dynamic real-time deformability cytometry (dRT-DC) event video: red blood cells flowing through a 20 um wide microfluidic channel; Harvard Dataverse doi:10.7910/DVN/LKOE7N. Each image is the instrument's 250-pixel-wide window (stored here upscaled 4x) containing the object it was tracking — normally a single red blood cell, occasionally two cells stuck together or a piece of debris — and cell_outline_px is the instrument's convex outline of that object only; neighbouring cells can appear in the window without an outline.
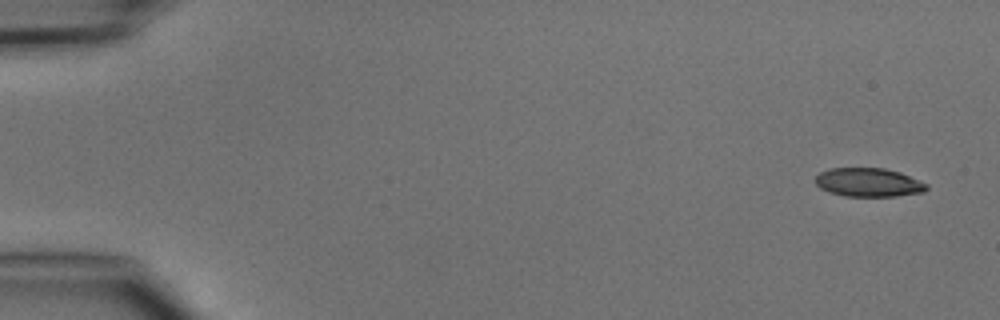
{"species": "common noctule bat (a hibernating species)", "species_latin": "Nyctalus noctula", "temperature_condition": "cold", "stored_images_in_passage": 6, "camera_frame_rate_fps": 3000, "um_per_image_px": 0.085, "animal": {"sex": "male", "body_mass_g": 15.6}, "frame": {"image": 1, "passage_image": 1, "time_ms": 0.0, "image_size_px": [1000, 320], "cell_outline_px": [[928, 188], [924, 192], [896, 196], [844, 196], [828, 192], [820, 188], [816, 184], [816, 176], [820, 172], [828, 168], [884, 168], [900, 172], [928, 184]], "centroid_in_image_um": [73.82, 15.5], "position_along_channel_um": 11.2, "area_um2": 18.67}}
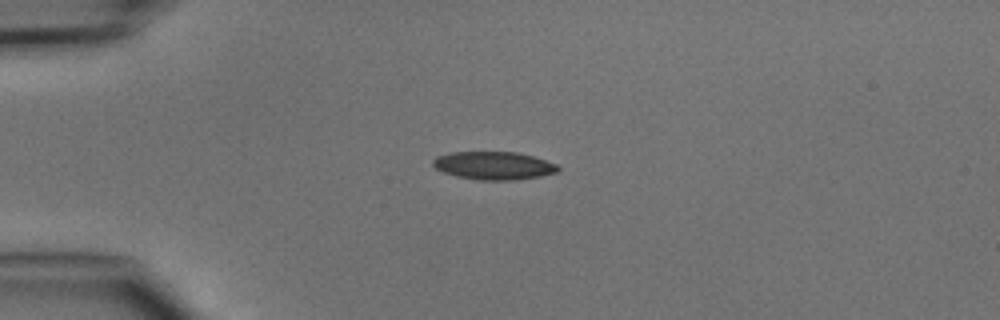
{"frame": {"image": 2, "passage_image": 3, "time_ms": 3.333, "image_size_px": [1000, 320], "cell_outline_px": [[560, 168], [556, 172], [540, 176], [512, 180], [480, 180], [456, 176], [444, 172], [436, 168], [432, 164], [432, 160], [436, 156], [452, 152], [516, 152], [532, 156], [556, 164]], "centroid_in_image_um": [41.93, 14.07], "position_along_channel_um": 43.1, "area_um2": 20.23}}